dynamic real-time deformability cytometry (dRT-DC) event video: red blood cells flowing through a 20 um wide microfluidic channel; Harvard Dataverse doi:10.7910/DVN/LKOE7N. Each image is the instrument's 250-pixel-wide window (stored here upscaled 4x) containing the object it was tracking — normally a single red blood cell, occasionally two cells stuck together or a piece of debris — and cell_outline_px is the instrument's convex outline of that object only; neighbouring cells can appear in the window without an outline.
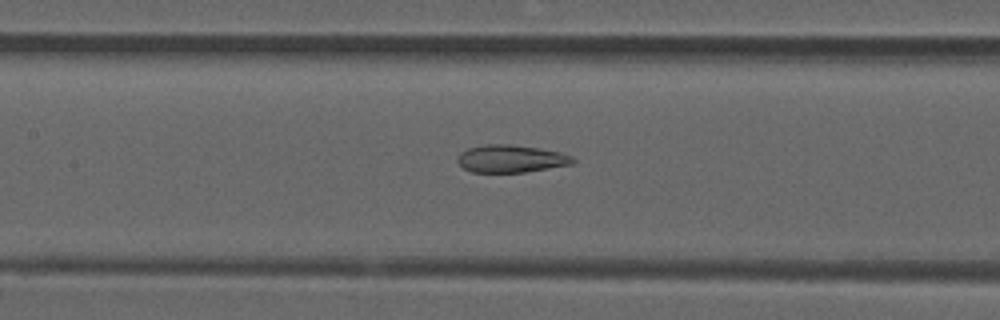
{"species": "common noctule bat (a hibernating species)", "species_latin": "Nyctalus noctula", "temperature_condition": "room temperature", "stored_images_in_passage": 38, "camera_frame_rate_fps": 3000, "um_per_image_px": 0.085, "animal": {"sex": "male", "forearm_length_mm": 52.5}, "frame": {"image": 1, "passage_image": 23, "time_ms": 7.333, "image_size_px": [1000, 320], "cell_outline_px": [[576, 160], [572, 164], [524, 172], [472, 172], [464, 168], [456, 160], [460, 152], [468, 148], [484, 144], [508, 144], [540, 148], [560, 152], [572, 156]], "centroid_in_image_um": [43.42, 13.48], "position_along_channel_um": 164.0, "area_um2": 18.5}}
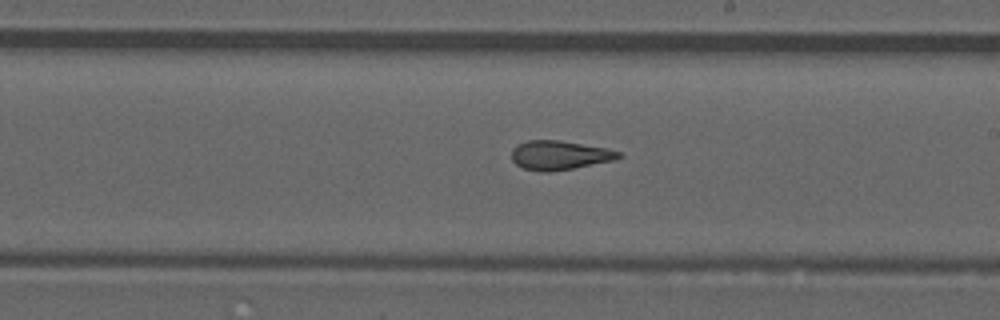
{"frame": {"image": 2, "passage_image": 29, "time_ms": 9.333, "image_size_px": [1000, 320], "cell_outline_px": [[624, 156], [616, 160], [552, 172], [540, 172], [524, 168], [516, 164], [512, 160], [512, 148], [528, 140], [556, 140], [608, 148], [620, 152]], "centroid_in_image_um": [47.59, 13.2], "position_along_channel_um": 241.4, "area_um2": 18.21}}
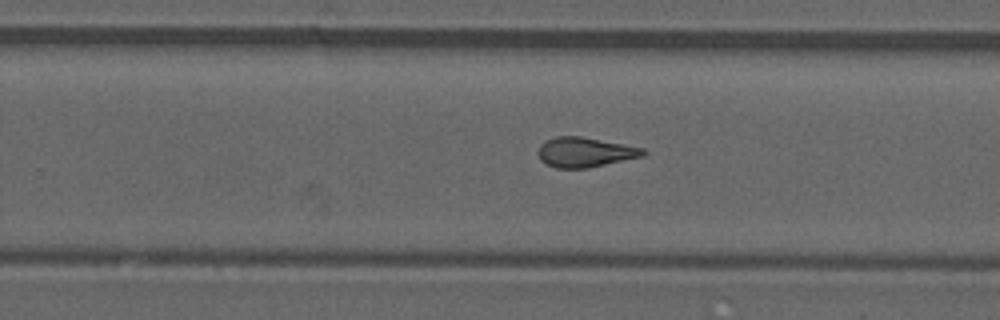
{"frame": {"image": 3, "passage_image": 32, "time_ms": 10.333, "image_size_px": [1000, 320], "cell_outline_px": [[648, 152], [644, 156], [588, 168], [556, 168], [540, 160], [536, 152], [540, 144], [544, 140], [556, 136], [580, 136], [624, 144], [644, 148]], "centroid_in_image_um": [49.71, 12.93], "position_along_channel_um": 280.1, "area_um2": 18.44}}